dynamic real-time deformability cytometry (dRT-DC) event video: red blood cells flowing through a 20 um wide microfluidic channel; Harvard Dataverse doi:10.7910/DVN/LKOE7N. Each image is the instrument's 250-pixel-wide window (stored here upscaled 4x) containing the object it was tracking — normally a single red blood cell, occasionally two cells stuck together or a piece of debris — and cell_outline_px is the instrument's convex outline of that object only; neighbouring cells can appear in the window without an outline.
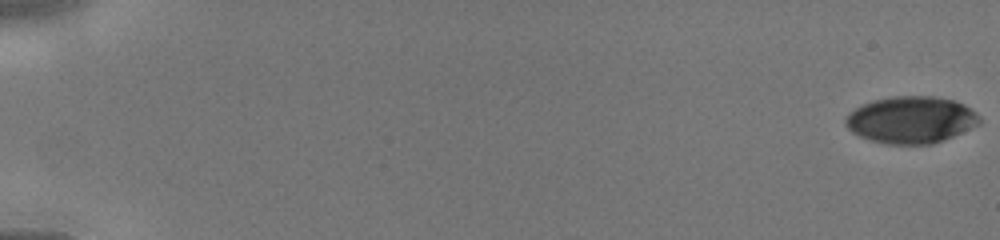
{"species": "human", "species_latin": "Homo sapiens", "temperature_condition": "cold", "stored_images_in_passage": 60, "camera_frame_rate_fps": 3000, "um_per_image_px": 0.085, "donor": {"sex": "male"}, "frame": {"image": 1, "passage_image": 1, "time_ms": 0.0, "image_size_px": [1000, 240], "cell_outline_px": [[980, 124], [944, 140], [932, 144], [888, 144], [872, 140], [860, 136], [852, 132], [844, 124], [844, 120], [856, 108], [864, 104], [876, 100], [892, 96], [936, 96], [956, 100], [972, 108], [980, 116]], "centroid_in_image_um": [77.49, 10.18], "position_along_channel_um": 7.5, "area_um2": 36.59}}
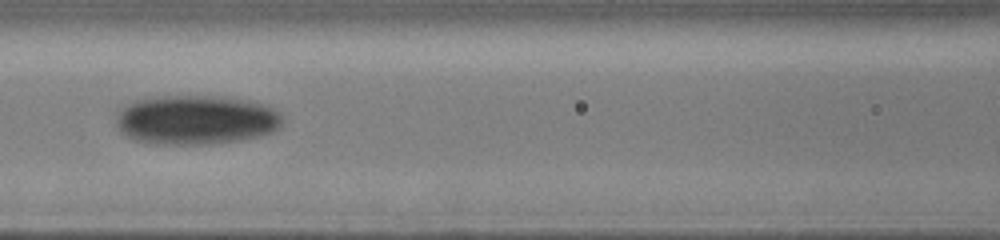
{"frame": {"image": 2, "passage_image": 30, "time_ms": 7.333, "image_size_px": [1000, 240], "cell_outline_px": [[284, 120], [280, 128], [272, 132], [260, 136], [240, 140], [204, 144], [152, 144], [136, 140], [120, 132], [116, 124], [116, 112], [120, 108], [136, 100], [152, 96], [232, 96], [252, 100], [268, 104], [280, 112]], "centroid_in_image_um": [16.7, 10.16], "position_along_channel_um": 149.9, "area_um2": 48.84}}
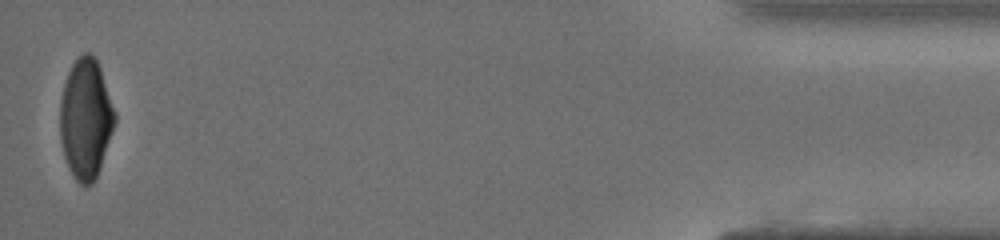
{"frame": {"image": 3, "passage_image": 60, "time_ms": 15.0, "image_size_px": [1000, 240], "cell_outline_px": [[116, 120], [100, 168], [92, 184], [84, 188], [76, 180], [68, 168], [64, 156], [60, 140], [60, 100], [64, 84], [68, 72], [76, 56], [84, 52], [88, 52], [96, 60], [100, 68], [116, 112]], "centroid_in_image_um": [7.28, 10.1], "position_along_channel_um": 427.9, "area_um2": 38.49}}